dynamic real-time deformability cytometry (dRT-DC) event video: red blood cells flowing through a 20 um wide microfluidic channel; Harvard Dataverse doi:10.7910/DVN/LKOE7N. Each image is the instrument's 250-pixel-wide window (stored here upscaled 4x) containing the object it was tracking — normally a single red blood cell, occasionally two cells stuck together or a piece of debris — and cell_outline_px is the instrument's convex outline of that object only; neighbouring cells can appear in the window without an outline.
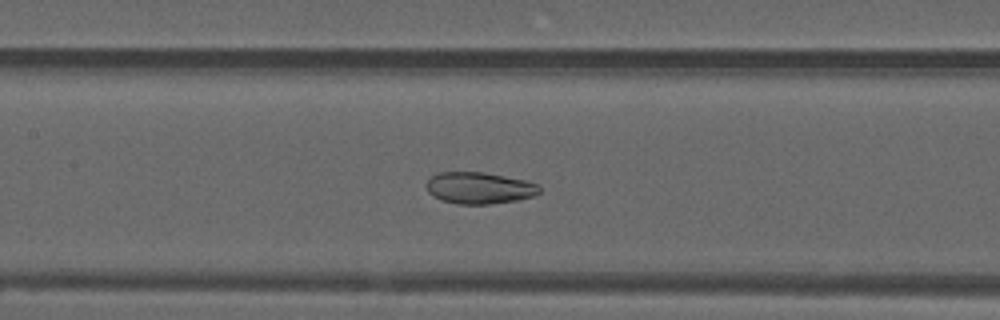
{"species": "common noctule bat (a hibernating species)", "species_latin": "Nyctalus noctula", "temperature_condition": "warm", "stored_images_in_passage": 53, "camera_frame_rate_fps": 3000, "um_per_image_px": 0.085, "animal": {"sex": "male", "forearm_length_mm": 52.5}, "frame": {"image": 1, "passage_image": 24, "time_ms": 7.667, "image_size_px": [1000, 320], "cell_outline_px": [[540, 192], [532, 196], [520, 200], [488, 204], [460, 204], [440, 200], [432, 196], [428, 192], [424, 184], [436, 172], [484, 172], [528, 180], [540, 184]], "centroid_in_image_um": [40.74, 15.97], "position_along_channel_um": 166.7, "area_um2": 21.21}}
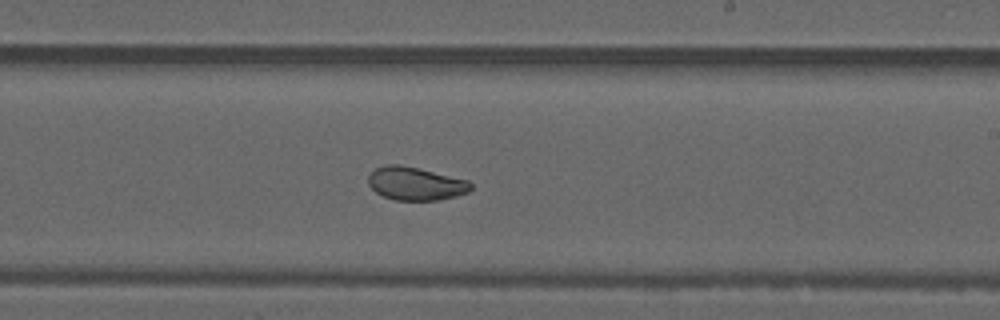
{"frame": {"image": 2, "passage_image": 31, "time_ms": 10.0, "image_size_px": [1000, 320], "cell_outline_px": [[472, 188], [468, 192], [456, 196], [440, 200], [392, 200], [376, 192], [368, 184], [368, 176], [376, 168], [384, 164], [396, 164], [420, 168], [468, 180], [472, 184]], "centroid_in_image_um": [35.32, 15.6], "position_along_channel_um": 253.7, "area_um2": 19.94}}
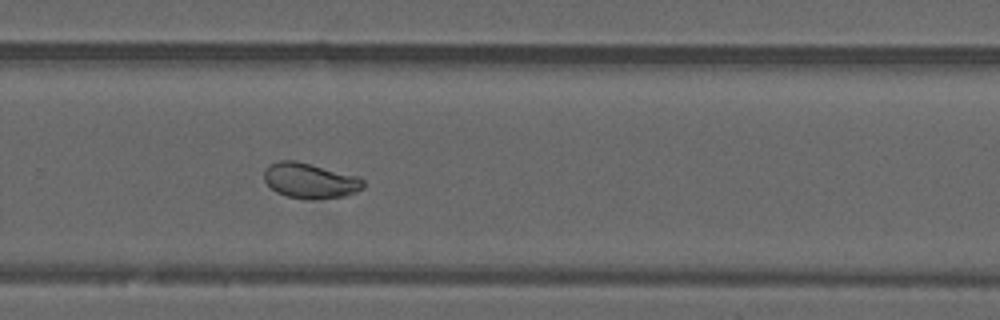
{"frame": {"image": 3, "passage_image": 35, "time_ms": 11.333, "image_size_px": [1000, 320], "cell_outline_px": [[364, 188], [356, 192], [344, 196], [288, 196], [276, 192], [264, 180], [264, 172], [268, 164], [280, 160], [296, 160], [360, 176], [364, 180]], "centroid_in_image_um": [26.37, 15.28], "position_along_channel_um": 303.4, "area_um2": 19.83}, "authors_computed_cell_mechanics": {"area_um2": 22.6576, "velocity_mm_per_s": 3.7418, "shape_relaxation_time_tau1_ms": null, "shape_relaxation_time_tau2_ms": 0.8848, "deformation_change_tau1": null, "deformation_change_tau2": 0.0531}}